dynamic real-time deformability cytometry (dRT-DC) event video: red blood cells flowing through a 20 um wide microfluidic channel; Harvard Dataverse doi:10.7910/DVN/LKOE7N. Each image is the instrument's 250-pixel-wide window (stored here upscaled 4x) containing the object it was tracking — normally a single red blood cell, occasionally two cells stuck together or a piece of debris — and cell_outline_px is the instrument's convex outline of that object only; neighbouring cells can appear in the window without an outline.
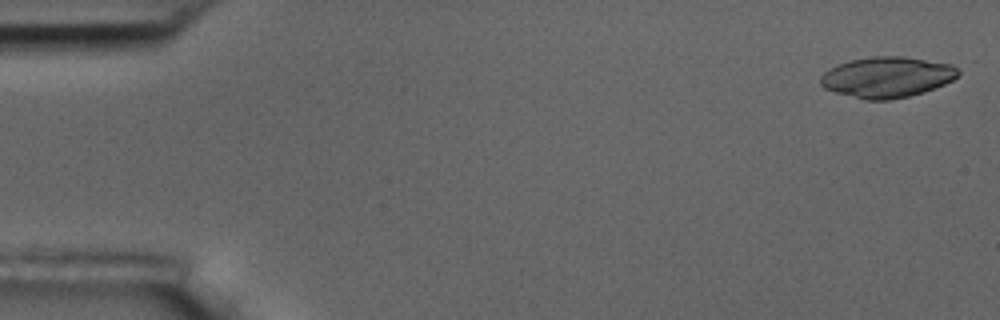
{"species": "common noctule bat (a hibernating species)", "species_latin": "Nyctalus noctula", "temperature_condition": "room temperature", "stored_images_in_passage": 5, "segment_of_instrument_passage": [2, 2], "camera_frame_rate_fps": 3000, "um_per_image_px": 0.085, "animal": {"sex": "male", "body_mass_g": 17.5, "forearm_length_mm": 52.3}, "frame": {"image": 1, "passage_image": 5, "time_ms": 4.667, "image_size_px": [1000, 320], "cell_outline_px": [[964, 64], [960, 72], [952, 80], [944, 84], [924, 92], [908, 96], [888, 100], [864, 100], [836, 92], [824, 88], [820, 84], [820, 76], [828, 68], [836, 64], [852, 60], [872, 56], [904, 56]], "centroid_in_image_um": [75.48, 6.53], "position_along_channel_um": 9.5, "area_um2": 33.41}}